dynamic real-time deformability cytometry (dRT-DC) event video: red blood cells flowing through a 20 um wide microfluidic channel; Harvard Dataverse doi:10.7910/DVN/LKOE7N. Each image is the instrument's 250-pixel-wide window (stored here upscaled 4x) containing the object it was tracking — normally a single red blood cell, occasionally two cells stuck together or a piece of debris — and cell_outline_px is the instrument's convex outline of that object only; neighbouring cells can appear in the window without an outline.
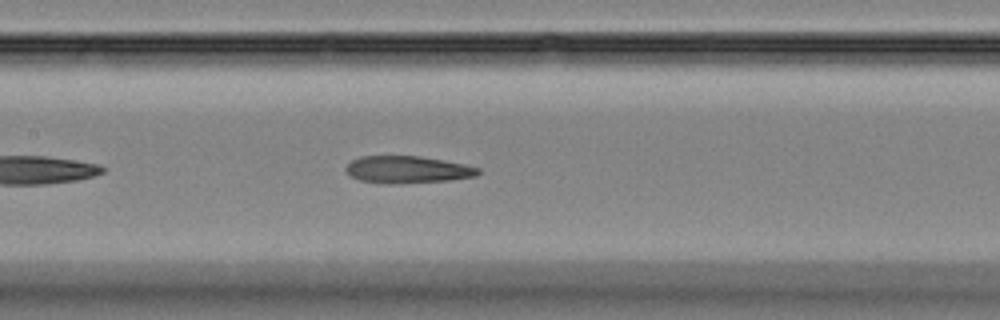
{"species": "Egyptian fruit bat (a non-hibernating species)", "species_latin": "Rousettus aegyptiacus", "temperature_condition": "room temperature", "stored_images_in_passage": 25, "camera_frame_rate_fps": 3000, "um_per_image_px": 0.085, "animal": {"sex": "female"}, "frame": {"image": 1, "passage_image": 11, "time_ms": 3.333, "image_size_px": [1000, 320], "cell_outline_px": [[480, 172], [476, 176], [448, 180], [400, 184], [380, 184], [360, 180], [352, 176], [344, 168], [352, 160], [360, 156], [420, 156], [444, 160], [464, 164], [480, 168]], "centroid_in_image_um": [34.63, 14.42], "position_along_channel_um": 172.8, "area_um2": 21.04}}
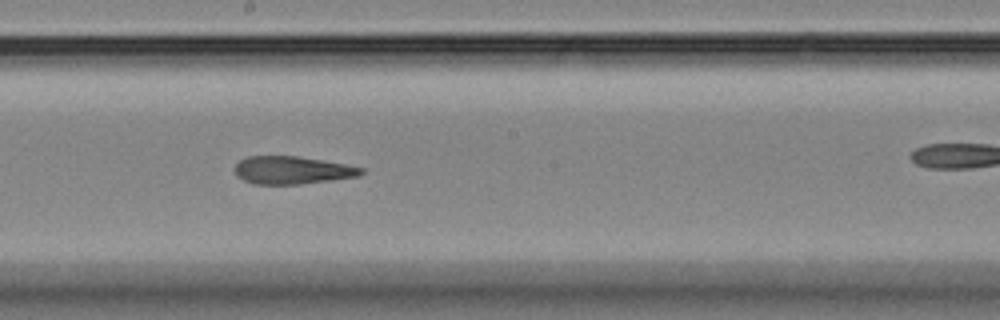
{"frame": {"image": 2, "passage_image": 15, "time_ms": 4.667, "image_size_px": [1000, 320], "cell_outline_px": [[364, 172], [360, 176], [332, 180], [300, 184], [252, 184], [236, 176], [236, 164], [240, 160], [248, 156], [296, 156], [344, 164], [364, 168]], "centroid_in_image_um": [24.84, 14.47], "position_along_channel_um": 223.4, "area_um2": 20.35}}
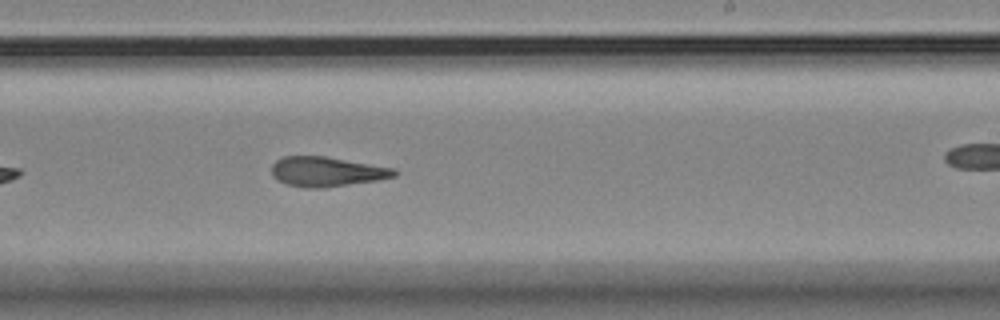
{"frame": {"image": 3, "passage_image": 18, "time_ms": 5.667, "image_size_px": [1000, 320], "cell_outline_px": [[400, 172], [396, 176], [376, 180], [324, 188], [304, 188], [288, 184], [276, 180], [272, 176], [272, 164], [276, 160], [284, 156], [324, 156], [396, 168]], "centroid_in_image_um": [27.78, 14.59], "position_along_channel_um": 261.2, "area_um2": 21.39}}